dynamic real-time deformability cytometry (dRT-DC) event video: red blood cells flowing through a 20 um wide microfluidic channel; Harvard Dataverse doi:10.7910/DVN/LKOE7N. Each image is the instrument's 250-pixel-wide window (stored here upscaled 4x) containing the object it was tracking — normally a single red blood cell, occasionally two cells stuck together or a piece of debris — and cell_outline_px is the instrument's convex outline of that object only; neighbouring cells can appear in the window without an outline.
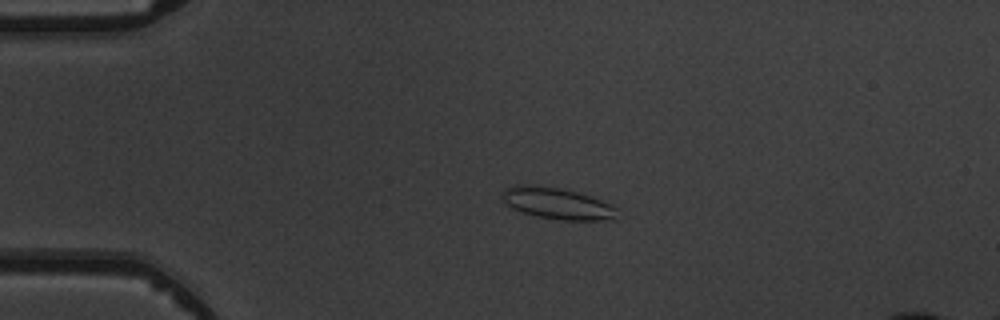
{"species": "common noctule bat (a hibernating species)", "species_latin": "Nyctalus noctula", "temperature_condition": "warm", "stored_images_in_passage": 4, "camera_frame_rate_fps": 3000, "um_per_image_px": 0.085, "animal": {"sex": "male", "body_mass_g": 19.5, "forearm_length_mm": 54.6}, "frame": {"image": 1, "passage_image": 3, "time_ms": 3.333, "image_size_px": [1000, 320], "cell_outline_px": [[616, 220], [560, 220], [536, 216], [512, 208], [504, 204], [500, 196], [500, 192], [504, 188], [516, 184], [536, 184], [560, 188], [592, 196], [612, 204], [616, 208]], "centroid_in_image_um": [47.31, 17.27], "position_along_channel_um": 37.7, "area_um2": 21.56}}